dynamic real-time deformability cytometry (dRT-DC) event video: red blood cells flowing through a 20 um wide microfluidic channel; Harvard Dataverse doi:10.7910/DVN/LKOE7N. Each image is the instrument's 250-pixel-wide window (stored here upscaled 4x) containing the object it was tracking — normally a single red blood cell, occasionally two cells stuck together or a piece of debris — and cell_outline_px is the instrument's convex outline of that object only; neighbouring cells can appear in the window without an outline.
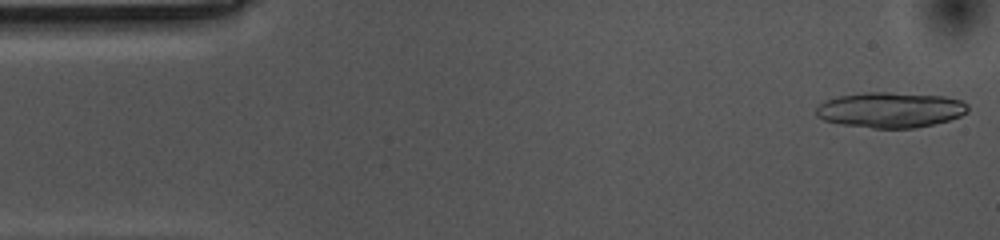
{"species": "common noctule bat (a hibernating species)", "species_latin": "Nyctalus noctula", "temperature_condition": "cold", "stored_images_in_passage": 15, "camera_frame_rate_fps": 3000, "um_per_image_px": 0.085, "animal": {"sex": "female", "body_mass_g": 10.0, "forearm_length_mm": 53.1}, "frame": {"image": 1, "passage_image": 1, "time_ms": 0.0, "image_size_px": [1000, 240], "cell_outline_px": [[968, 112], [960, 116], [948, 120], [916, 128], [872, 128], [840, 124], [824, 120], [816, 116], [816, 108], [820, 104], [828, 100], [840, 96], [864, 92], [892, 92], [944, 96], [960, 100], [968, 104]], "centroid_in_image_um": [75.69, 9.34], "position_along_channel_um": 9.3, "area_um2": 31.33}}